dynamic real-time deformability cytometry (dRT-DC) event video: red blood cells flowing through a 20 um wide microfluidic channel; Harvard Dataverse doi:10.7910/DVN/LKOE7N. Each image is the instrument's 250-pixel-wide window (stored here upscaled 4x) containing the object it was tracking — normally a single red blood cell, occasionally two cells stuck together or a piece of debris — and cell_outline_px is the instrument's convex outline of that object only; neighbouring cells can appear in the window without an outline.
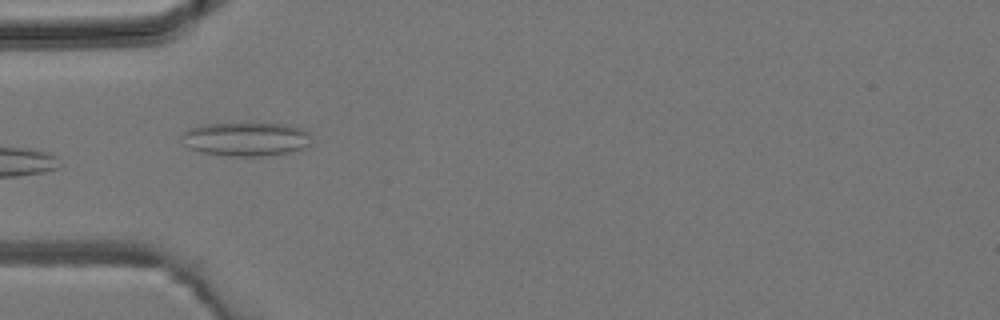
{"species": "common noctule bat (a hibernating species)", "species_latin": "Nyctalus noctula", "temperature_condition": "room temperature", "stored_images_in_passage": 5, "camera_frame_rate_fps": 3000, "um_per_image_px": 0.085, "animal": {"sex": "male", "body_mass_g": 19.2, "forearm_length_mm": 51.8}, "frame": {"image": 1, "passage_image": 5, "time_ms": 4.667, "image_size_px": [1000, 320], "cell_outline_px": [[308, 144], [304, 148], [292, 152], [264, 156], [228, 156], [200, 152], [188, 148], [184, 144], [180, 136], [188, 128], [204, 124], [288, 124], [300, 128], [308, 132]], "centroid_in_image_um": [20.85, 11.84], "position_along_channel_um": 64.1, "area_um2": 25.49}}